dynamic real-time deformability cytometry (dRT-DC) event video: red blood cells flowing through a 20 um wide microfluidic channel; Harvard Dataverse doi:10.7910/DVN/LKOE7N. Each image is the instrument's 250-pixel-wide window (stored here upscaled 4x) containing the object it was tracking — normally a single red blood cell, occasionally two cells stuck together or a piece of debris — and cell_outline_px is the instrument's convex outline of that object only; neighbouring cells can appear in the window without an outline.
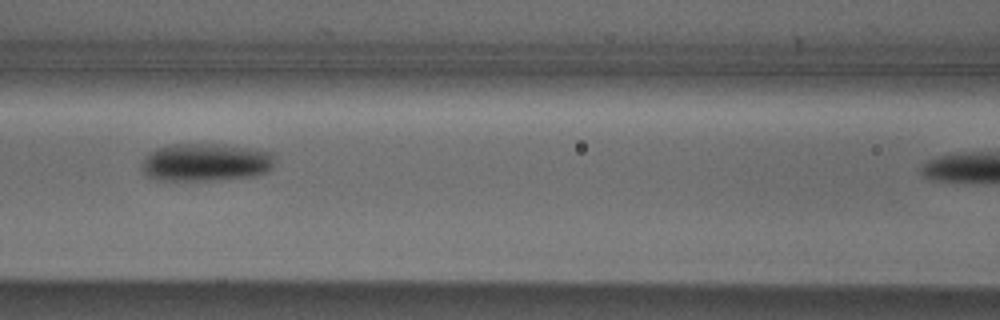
{"species": "Egyptian fruit bat (a non-hibernating species)", "species_latin": "Rousettus aegyptiacus", "temperature_condition": "cold", "stored_images_in_passage": 4, "camera_frame_rate_fps": 3000, "um_per_image_px": 0.085, "animal": {"sex": "male"}, "frame": {"image": 1, "passage_image": 3, "time_ms": 2.333, "image_size_px": [1000, 320], "cell_outline_px": [[276, 156], [272, 168], [264, 172], [252, 176], [212, 180], [156, 180], [148, 176], [140, 168], [148, 152], [156, 148], [172, 144], [224, 144], [272, 152]], "centroid_in_image_um": [17.47, 13.78], "position_along_channel_um": 149.1, "area_um2": 29.42}}